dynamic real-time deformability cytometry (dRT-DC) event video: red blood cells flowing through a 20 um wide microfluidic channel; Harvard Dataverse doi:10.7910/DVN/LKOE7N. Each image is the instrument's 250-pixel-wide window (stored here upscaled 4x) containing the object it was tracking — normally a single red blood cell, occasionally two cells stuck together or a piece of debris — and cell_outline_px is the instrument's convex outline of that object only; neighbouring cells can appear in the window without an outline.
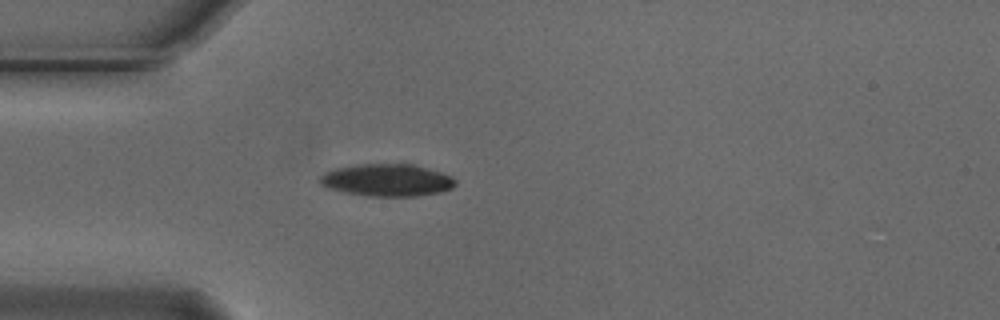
{"species": "Egyptian fruit bat (a non-hibernating species)", "species_latin": "Rousettus aegyptiacus", "temperature_condition": "cold", "stored_images_in_passage": 28, "camera_frame_rate_fps": 3000, "um_per_image_px": 0.085, "animal": {"sex": "male"}, "frame": {"image": 1, "passage_image": 1, "time_ms": 0.0, "image_size_px": [1000, 320], "cell_outline_px": [[456, 184], [452, 188], [440, 192], [416, 196], [368, 196], [344, 192], [328, 188], [320, 184], [316, 180], [324, 172], [336, 168], [360, 164], [412, 164], [440, 172], [452, 176], [456, 180]], "centroid_in_image_um": [32.87, 15.31], "position_along_channel_um": 52.1, "area_um2": 25.55}}
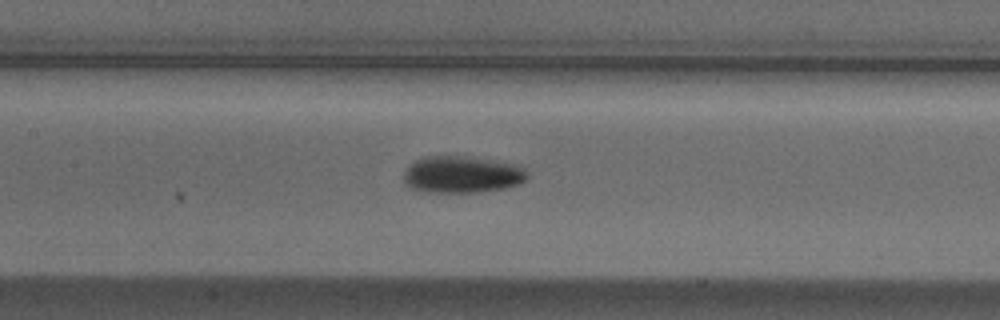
{"frame": {"image": 2, "passage_image": 11, "time_ms": 3.333, "image_size_px": [1000, 320], "cell_outline_px": [[528, 176], [520, 184], [504, 188], [476, 192], [428, 192], [408, 188], [404, 184], [404, 168], [408, 164], [424, 156], [464, 156], [512, 164], [524, 168], [528, 172]], "centroid_in_image_um": [39.2, 14.84], "position_along_channel_um": 168.2, "area_um2": 26.59}}
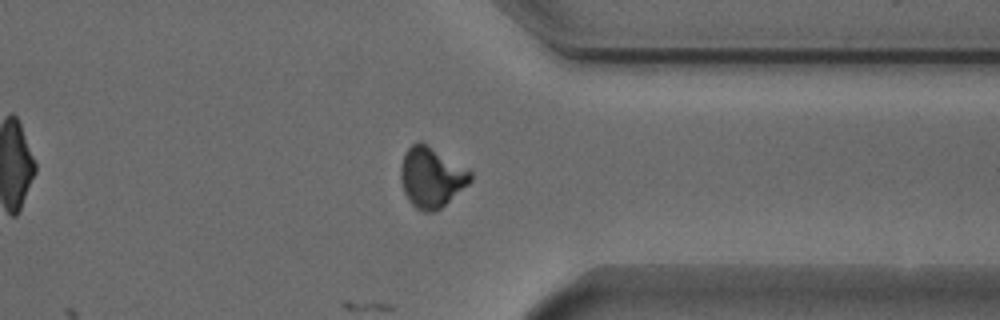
{"frame": {"image": 3, "passage_image": 28, "time_ms": 9.0, "image_size_px": [1000, 320], "cell_outline_px": [[472, 180], [468, 184], [440, 208], [432, 212], [424, 212], [416, 208], [408, 200], [404, 192], [400, 180], [400, 168], [404, 152], [416, 140], [420, 140], [428, 144], [472, 172]], "centroid_in_image_um": [36.63, 15.04], "position_along_channel_um": 374.8, "area_um2": 24.51}}